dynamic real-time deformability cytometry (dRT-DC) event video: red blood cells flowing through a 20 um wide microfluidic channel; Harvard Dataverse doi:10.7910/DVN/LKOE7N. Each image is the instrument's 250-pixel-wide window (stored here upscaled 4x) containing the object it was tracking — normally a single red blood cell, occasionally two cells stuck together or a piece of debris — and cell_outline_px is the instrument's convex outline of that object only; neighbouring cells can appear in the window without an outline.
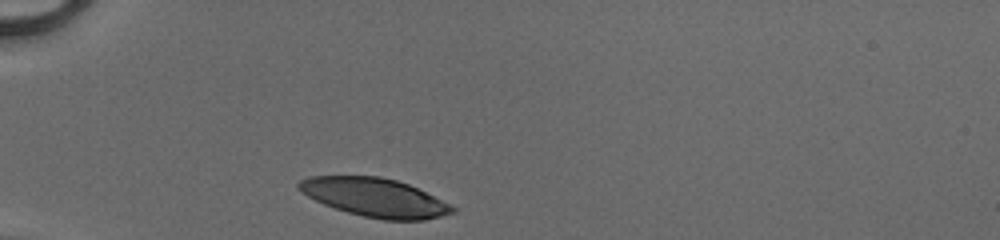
{"species": "human", "species_latin": "Homo sapiens", "temperature_condition": "cold", "stored_images_in_passage": 28, "camera_frame_rate_fps": 3000, "um_per_image_px": 0.085, "donor": {"sex": "male"}, "frame": {"image": 1, "passage_image": 1, "time_ms": 0.0, "image_size_px": [1000, 240], "cell_outline_px": [[456, 212], [424, 220], [384, 220], [364, 216], [348, 212], [324, 204], [300, 192], [296, 188], [296, 184], [300, 180], [312, 176], [380, 176], [396, 180], [408, 184], [452, 204], [456, 208]], "centroid_in_image_um": [31.87, 16.78], "position_along_channel_um": 53.1, "area_um2": 34.51}}
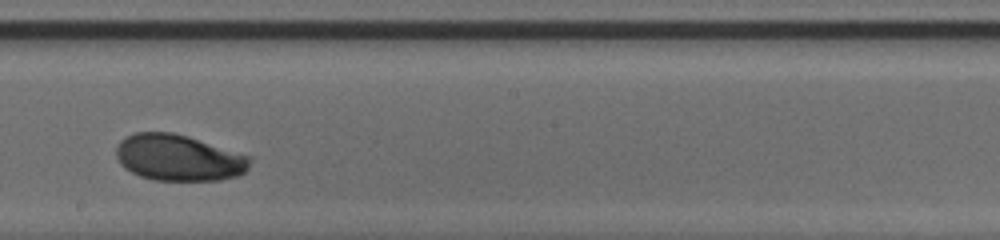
{"frame": {"image": 2, "passage_image": 16, "time_ms": 5.0, "image_size_px": [1000, 240], "cell_outline_px": [[252, 160], [248, 168], [240, 176], [220, 180], [152, 180], [140, 176], [124, 168], [120, 164], [116, 156], [116, 148], [120, 140], [124, 136], [136, 132], [172, 132], [188, 136], [252, 156]], "centroid_in_image_um": [15.19, 13.4], "position_along_channel_um": 233.0, "area_um2": 36.47}}
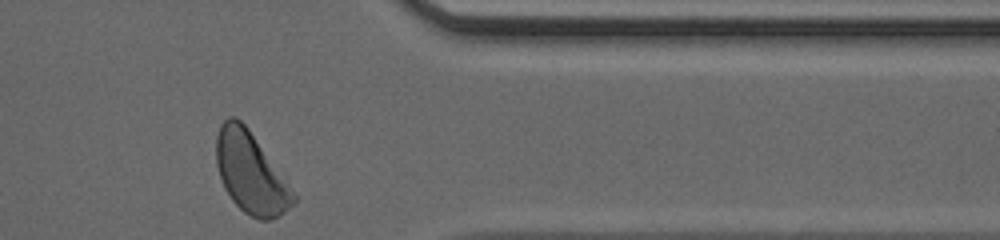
{"frame": {"image": 3, "passage_image": 28, "time_ms": 9.0, "image_size_px": [1000, 240], "cell_outline_px": [[296, 200], [284, 212], [268, 220], [260, 220], [244, 212], [232, 200], [224, 188], [216, 164], [216, 136], [220, 124], [228, 116], [236, 116], [248, 128], [296, 196]], "centroid_in_image_um": [21.25, 14.67], "position_along_channel_um": 390.1, "area_um2": 35.6}, "authors_computed_cell_mechanics": {"area_um2": 36.2695, "velocity_mm_per_s": 4.1135, "shape_relaxation_time_tau1_ms": 2.2705, "shape_relaxation_time_tau2_ms": null, "deformation_change_tau1": 0.1265, "deformation_change_tau2": null}}